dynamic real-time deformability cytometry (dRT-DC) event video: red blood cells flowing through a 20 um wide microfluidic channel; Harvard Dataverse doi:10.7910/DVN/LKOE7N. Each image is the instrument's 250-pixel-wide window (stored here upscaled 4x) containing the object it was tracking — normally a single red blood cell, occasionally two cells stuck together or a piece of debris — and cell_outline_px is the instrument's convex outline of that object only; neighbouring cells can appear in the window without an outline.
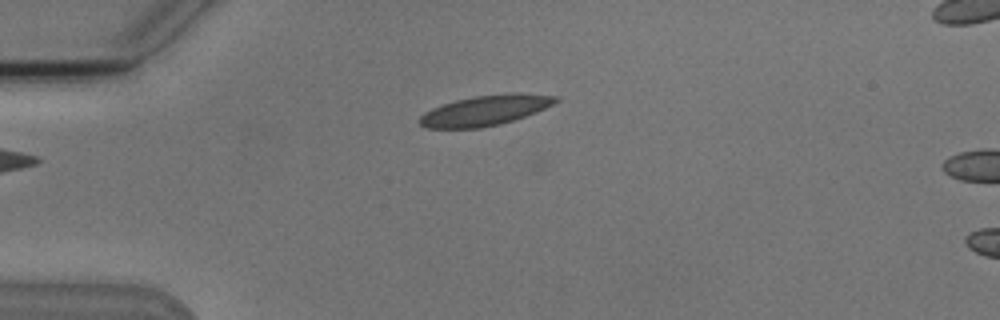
{"species": "Egyptian fruit bat (a non-hibernating species)", "species_latin": "Rousettus aegyptiacus", "temperature_condition": "cold", "stored_images_in_passage": 3, "camera_frame_rate_fps": 3000, "um_per_image_px": 0.085, "animal": {"sex": "male"}, "frame": {"image": 1, "passage_image": 3, "time_ms": 2.333, "image_size_px": [1000, 320], "cell_outline_px": [[560, 100], [536, 112], [500, 124], [480, 128], [428, 128], [420, 124], [420, 116], [424, 112], [432, 108], [456, 100], [472, 96], [512, 92], [520, 92], [560, 96]], "centroid_in_image_um": [41.28, 9.36], "position_along_channel_um": 43.7, "area_um2": 23.99}}